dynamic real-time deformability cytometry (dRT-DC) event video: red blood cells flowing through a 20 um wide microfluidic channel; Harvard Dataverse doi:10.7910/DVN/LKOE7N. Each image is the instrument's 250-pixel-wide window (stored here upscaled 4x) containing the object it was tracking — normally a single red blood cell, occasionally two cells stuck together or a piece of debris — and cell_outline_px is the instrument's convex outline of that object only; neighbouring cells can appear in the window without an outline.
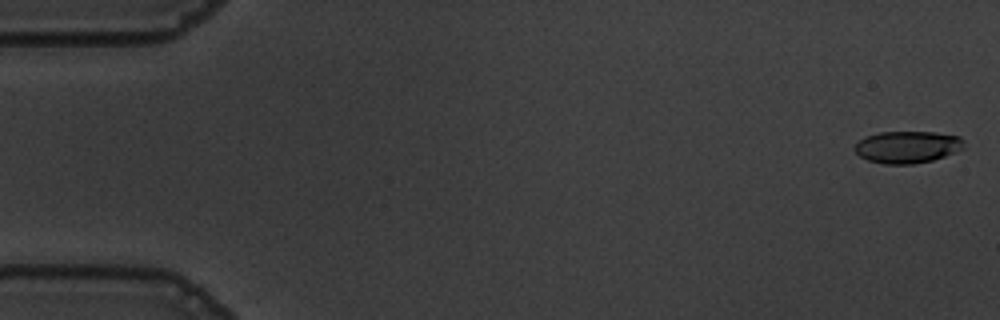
{"species": "common noctule bat (a hibernating species)", "species_latin": "Nyctalus noctula", "temperature_condition": "warm", "stored_images_in_passage": 56, "camera_frame_rate_fps": 3000, "um_per_image_px": 0.085, "animal": {"sex": "male", "body_mass_g": 19.5, "forearm_length_mm": 54.6}, "frame": {"image": 1, "passage_image": 1, "time_ms": 0.0, "image_size_px": [1000, 320], "cell_outline_px": [[964, 148], [944, 156], [932, 160], [912, 164], [884, 164], [868, 160], [860, 156], [852, 148], [864, 136], [880, 132], [936, 132], [960, 136], [964, 140]], "centroid_in_image_um": [77.12, 12.49], "position_along_channel_um": 7.9, "area_um2": 20.46}}
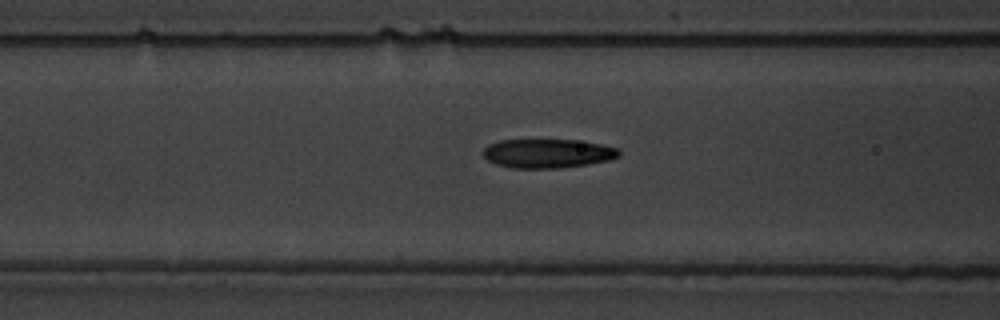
{"frame": {"image": 2, "passage_image": 22, "time_ms": 7.0, "image_size_px": [1000, 320], "cell_outline_px": [[620, 156], [608, 160], [588, 164], [560, 168], [512, 168], [496, 164], [488, 160], [484, 156], [484, 148], [488, 144], [500, 140], [576, 140], [600, 144], [616, 148], [620, 152]], "centroid_in_image_um": [46.53, 13.04], "position_along_channel_um": 120.1, "area_um2": 22.83}}
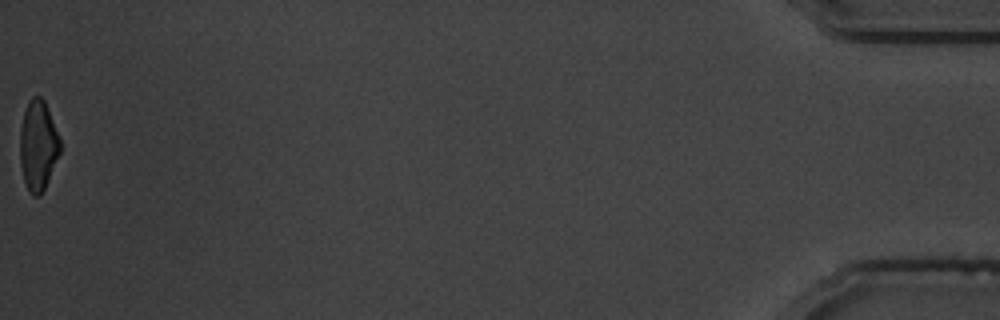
{"frame": {"image": 3, "passage_image": 56, "time_ms": 18.333, "image_size_px": [1000, 320], "cell_outline_px": [[60, 152], [44, 188], [40, 196], [32, 196], [24, 180], [20, 164], [20, 128], [24, 112], [28, 100], [32, 96], [40, 96], [44, 100], [60, 140]], "centroid_in_image_um": [3.21, 12.35], "position_along_channel_um": 432.0, "area_um2": 20.75}, "authors_computed_cell_mechanics": {"area_um2": 22.7732, "velocity_mm_per_s": 3.6301, "shape_relaxation_time_tau1_ms": 4.5541, "shape_relaxation_time_tau2_ms": 2.4068, "deformation_change_tau1": 0.1587, "deformation_change_tau2": 0.1051}}